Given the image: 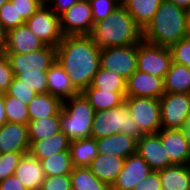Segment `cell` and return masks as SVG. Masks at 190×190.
<instances>
[{
	"label": "cell",
	"instance_id": "6da1fadb",
	"mask_svg": "<svg viewBox=\"0 0 190 190\" xmlns=\"http://www.w3.org/2000/svg\"><path fill=\"white\" fill-rule=\"evenodd\" d=\"M100 52L89 35L63 36L56 47V60L80 93L91 85L100 68Z\"/></svg>",
	"mask_w": 190,
	"mask_h": 190
},
{
	"label": "cell",
	"instance_id": "7a4b0ae2",
	"mask_svg": "<svg viewBox=\"0 0 190 190\" xmlns=\"http://www.w3.org/2000/svg\"><path fill=\"white\" fill-rule=\"evenodd\" d=\"M189 27L190 12L163 0L154 17L142 30V37L151 44L170 47L188 37Z\"/></svg>",
	"mask_w": 190,
	"mask_h": 190
},
{
	"label": "cell",
	"instance_id": "3957f363",
	"mask_svg": "<svg viewBox=\"0 0 190 190\" xmlns=\"http://www.w3.org/2000/svg\"><path fill=\"white\" fill-rule=\"evenodd\" d=\"M89 36L100 49L130 46L143 39L142 29L122 5L105 20L96 22Z\"/></svg>",
	"mask_w": 190,
	"mask_h": 190
},
{
	"label": "cell",
	"instance_id": "277c9868",
	"mask_svg": "<svg viewBox=\"0 0 190 190\" xmlns=\"http://www.w3.org/2000/svg\"><path fill=\"white\" fill-rule=\"evenodd\" d=\"M95 110L82 93L62 102L61 131L70 141L91 137Z\"/></svg>",
	"mask_w": 190,
	"mask_h": 190
},
{
	"label": "cell",
	"instance_id": "5b68a950",
	"mask_svg": "<svg viewBox=\"0 0 190 190\" xmlns=\"http://www.w3.org/2000/svg\"><path fill=\"white\" fill-rule=\"evenodd\" d=\"M116 133H123L138 140L144 133L130 116L129 109L124 102L113 109L95 112L91 137L104 138Z\"/></svg>",
	"mask_w": 190,
	"mask_h": 190
},
{
	"label": "cell",
	"instance_id": "8992f818",
	"mask_svg": "<svg viewBox=\"0 0 190 190\" xmlns=\"http://www.w3.org/2000/svg\"><path fill=\"white\" fill-rule=\"evenodd\" d=\"M130 116L144 134H155L161 130L159 99L149 97H125Z\"/></svg>",
	"mask_w": 190,
	"mask_h": 190
},
{
	"label": "cell",
	"instance_id": "52a82bcc",
	"mask_svg": "<svg viewBox=\"0 0 190 190\" xmlns=\"http://www.w3.org/2000/svg\"><path fill=\"white\" fill-rule=\"evenodd\" d=\"M172 63L169 47L144 41L137 44V70L164 78Z\"/></svg>",
	"mask_w": 190,
	"mask_h": 190
},
{
	"label": "cell",
	"instance_id": "ba28073f",
	"mask_svg": "<svg viewBox=\"0 0 190 190\" xmlns=\"http://www.w3.org/2000/svg\"><path fill=\"white\" fill-rule=\"evenodd\" d=\"M159 101L161 129H184L190 117V94L165 93Z\"/></svg>",
	"mask_w": 190,
	"mask_h": 190
},
{
	"label": "cell",
	"instance_id": "9c48e42d",
	"mask_svg": "<svg viewBox=\"0 0 190 190\" xmlns=\"http://www.w3.org/2000/svg\"><path fill=\"white\" fill-rule=\"evenodd\" d=\"M25 24L45 45L56 48L63 38L60 17L46 4L26 20Z\"/></svg>",
	"mask_w": 190,
	"mask_h": 190
},
{
	"label": "cell",
	"instance_id": "30bf717a",
	"mask_svg": "<svg viewBox=\"0 0 190 190\" xmlns=\"http://www.w3.org/2000/svg\"><path fill=\"white\" fill-rule=\"evenodd\" d=\"M100 68L128 79L137 70V44L101 49Z\"/></svg>",
	"mask_w": 190,
	"mask_h": 190
},
{
	"label": "cell",
	"instance_id": "8fae6325",
	"mask_svg": "<svg viewBox=\"0 0 190 190\" xmlns=\"http://www.w3.org/2000/svg\"><path fill=\"white\" fill-rule=\"evenodd\" d=\"M94 25L89 0H79L60 16L63 36L90 35Z\"/></svg>",
	"mask_w": 190,
	"mask_h": 190
},
{
	"label": "cell",
	"instance_id": "7c38bea8",
	"mask_svg": "<svg viewBox=\"0 0 190 190\" xmlns=\"http://www.w3.org/2000/svg\"><path fill=\"white\" fill-rule=\"evenodd\" d=\"M9 59L13 74L48 71L56 60V48L46 45L28 53H4Z\"/></svg>",
	"mask_w": 190,
	"mask_h": 190
},
{
	"label": "cell",
	"instance_id": "4fadbf2b",
	"mask_svg": "<svg viewBox=\"0 0 190 190\" xmlns=\"http://www.w3.org/2000/svg\"><path fill=\"white\" fill-rule=\"evenodd\" d=\"M136 153L146 161L152 171H161L174 165L157 133L141 136L137 140Z\"/></svg>",
	"mask_w": 190,
	"mask_h": 190
},
{
	"label": "cell",
	"instance_id": "5bb4252c",
	"mask_svg": "<svg viewBox=\"0 0 190 190\" xmlns=\"http://www.w3.org/2000/svg\"><path fill=\"white\" fill-rule=\"evenodd\" d=\"M165 94L164 78L136 70L126 82V97L160 99Z\"/></svg>",
	"mask_w": 190,
	"mask_h": 190
},
{
	"label": "cell",
	"instance_id": "9a60e30c",
	"mask_svg": "<svg viewBox=\"0 0 190 190\" xmlns=\"http://www.w3.org/2000/svg\"><path fill=\"white\" fill-rule=\"evenodd\" d=\"M157 134L173 164L190 165V142L184 129H161Z\"/></svg>",
	"mask_w": 190,
	"mask_h": 190
},
{
	"label": "cell",
	"instance_id": "2e32d148",
	"mask_svg": "<svg viewBox=\"0 0 190 190\" xmlns=\"http://www.w3.org/2000/svg\"><path fill=\"white\" fill-rule=\"evenodd\" d=\"M150 172H152L150 166L142 157L137 153L130 155L125 159L123 169L111 190H133Z\"/></svg>",
	"mask_w": 190,
	"mask_h": 190
},
{
	"label": "cell",
	"instance_id": "e0dca14e",
	"mask_svg": "<svg viewBox=\"0 0 190 190\" xmlns=\"http://www.w3.org/2000/svg\"><path fill=\"white\" fill-rule=\"evenodd\" d=\"M28 125L6 122L0 127V153L29 152Z\"/></svg>",
	"mask_w": 190,
	"mask_h": 190
},
{
	"label": "cell",
	"instance_id": "ac0fdd59",
	"mask_svg": "<svg viewBox=\"0 0 190 190\" xmlns=\"http://www.w3.org/2000/svg\"><path fill=\"white\" fill-rule=\"evenodd\" d=\"M46 45L26 24L8 30L7 46L4 53H28L40 50Z\"/></svg>",
	"mask_w": 190,
	"mask_h": 190
},
{
	"label": "cell",
	"instance_id": "d6986e66",
	"mask_svg": "<svg viewBox=\"0 0 190 190\" xmlns=\"http://www.w3.org/2000/svg\"><path fill=\"white\" fill-rule=\"evenodd\" d=\"M99 154L114 155L126 159L136 154L137 140L123 133H116L104 138L96 139Z\"/></svg>",
	"mask_w": 190,
	"mask_h": 190
},
{
	"label": "cell",
	"instance_id": "ffe728a7",
	"mask_svg": "<svg viewBox=\"0 0 190 190\" xmlns=\"http://www.w3.org/2000/svg\"><path fill=\"white\" fill-rule=\"evenodd\" d=\"M46 77L48 93L62 102L80 93L57 60L48 69Z\"/></svg>",
	"mask_w": 190,
	"mask_h": 190
},
{
	"label": "cell",
	"instance_id": "44dd1931",
	"mask_svg": "<svg viewBox=\"0 0 190 190\" xmlns=\"http://www.w3.org/2000/svg\"><path fill=\"white\" fill-rule=\"evenodd\" d=\"M14 175L27 190H40L45 178L40 160L29 153L23 155Z\"/></svg>",
	"mask_w": 190,
	"mask_h": 190
},
{
	"label": "cell",
	"instance_id": "7402d4cb",
	"mask_svg": "<svg viewBox=\"0 0 190 190\" xmlns=\"http://www.w3.org/2000/svg\"><path fill=\"white\" fill-rule=\"evenodd\" d=\"M124 161L114 155L98 154L88 168L100 181L112 187L123 169Z\"/></svg>",
	"mask_w": 190,
	"mask_h": 190
},
{
	"label": "cell",
	"instance_id": "603a6c76",
	"mask_svg": "<svg viewBox=\"0 0 190 190\" xmlns=\"http://www.w3.org/2000/svg\"><path fill=\"white\" fill-rule=\"evenodd\" d=\"M29 154L38 160H44L55 153L69 151L70 140L60 131L59 133L41 140H29Z\"/></svg>",
	"mask_w": 190,
	"mask_h": 190
},
{
	"label": "cell",
	"instance_id": "cb8c5ba5",
	"mask_svg": "<svg viewBox=\"0 0 190 190\" xmlns=\"http://www.w3.org/2000/svg\"><path fill=\"white\" fill-rule=\"evenodd\" d=\"M92 105L95 112L113 109L124 103L126 92L106 91L93 88L91 85L81 92Z\"/></svg>",
	"mask_w": 190,
	"mask_h": 190
},
{
	"label": "cell",
	"instance_id": "d4e9b609",
	"mask_svg": "<svg viewBox=\"0 0 190 190\" xmlns=\"http://www.w3.org/2000/svg\"><path fill=\"white\" fill-rule=\"evenodd\" d=\"M163 0H120L121 5L143 30L154 17Z\"/></svg>",
	"mask_w": 190,
	"mask_h": 190
},
{
	"label": "cell",
	"instance_id": "484cf974",
	"mask_svg": "<svg viewBox=\"0 0 190 190\" xmlns=\"http://www.w3.org/2000/svg\"><path fill=\"white\" fill-rule=\"evenodd\" d=\"M162 190H189L190 165H172L157 171Z\"/></svg>",
	"mask_w": 190,
	"mask_h": 190
},
{
	"label": "cell",
	"instance_id": "4316f807",
	"mask_svg": "<svg viewBox=\"0 0 190 190\" xmlns=\"http://www.w3.org/2000/svg\"><path fill=\"white\" fill-rule=\"evenodd\" d=\"M27 107L29 120L42 119L58 115L62 109V101L49 93L36 94Z\"/></svg>",
	"mask_w": 190,
	"mask_h": 190
},
{
	"label": "cell",
	"instance_id": "83f0119b",
	"mask_svg": "<svg viewBox=\"0 0 190 190\" xmlns=\"http://www.w3.org/2000/svg\"><path fill=\"white\" fill-rule=\"evenodd\" d=\"M164 89L165 93L190 94V68L172 62L164 77Z\"/></svg>",
	"mask_w": 190,
	"mask_h": 190
},
{
	"label": "cell",
	"instance_id": "f1b7e54d",
	"mask_svg": "<svg viewBox=\"0 0 190 190\" xmlns=\"http://www.w3.org/2000/svg\"><path fill=\"white\" fill-rule=\"evenodd\" d=\"M69 152L73 167H88L99 154L96 139L92 137L71 141Z\"/></svg>",
	"mask_w": 190,
	"mask_h": 190
},
{
	"label": "cell",
	"instance_id": "f546056e",
	"mask_svg": "<svg viewBox=\"0 0 190 190\" xmlns=\"http://www.w3.org/2000/svg\"><path fill=\"white\" fill-rule=\"evenodd\" d=\"M27 125L29 140L47 139L61 131L60 113L51 117L29 120Z\"/></svg>",
	"mask_w": 190,
	"mask_h": 190
},
{
	"label": "cell",
	"instance_id": "4dcf8cb0",
	"mask_svg": "<svg viewBox=\"0 0 190 190\" xmlns=\"http://www.w3.org/2000/svg\"><path fill=\"white\" fill-rule=\"evenodd\" d=\"M69 175L71 187L75 190H111V187L100 181L88 167H73Z\"/></svg>",
	"mask_w": 190,
	"mask_h": 190
},
{
	"label": "cell",
	"instance_id": "1f68e13d",
	"mask_svg": "<svg viewBox=\"0 0 190 190\" xmlns=\"http://www.w3.org/2000/svg\"><path fill=\"white\" fill-rule=\"evenodd\" d=\"M40 162L45 176L67 175L73 169L69 151L55 153Z\"/></svg>",
	"mask_w": 190,
	"mask_h": 190
},
{
	"label": "cell",
	"instance_id": "d6a6232c",
	"mask_svg": "<svg viewBox=\"0 0 190 190\" xmlns=\"http://www.w3.org/2000/svg\"><path fill=\"white\" fill-rule=\"evenodd\" d=\"M127 79L113 71L99 68L91 82L93 88L113 92H126Z\"/></svg>",
	"mask_w": 190,
	"mask_h": 190
},
{
	"label": "cell",
	"instance_id": "836d02e7",
	"mask_svg": "<svg viewBox=\"0 0 190 190\" xmlns=\"http://www.w3.org/2000/svg\"><path fill=\"white\" fill-rule=\"evenodd\" d=\"M4 106L7 121L10 123L25 124L29 122L28 107L18 98L4 93Z\"/></svg>",
	"mask_w": 190,
	"mask_h": 190
},
{
	"label": "cell",
	"instance_id": "e575fe53",
	"mask_svg": "<svg viewBox=\"0 0 190 190\" xmlns=\"http://www.w3.org/2000/svg\"><path fill=\"white\" fill-rule=\"evenodd\" d=\"M47 71L38 72H22L20 74H14V77L18 79L23 85L32 88L37 94L48 93L47 83Z\"/></svg>",
	"mask_w": 190,
	"mask_h": 190
},
{
	"label": "cell",
	"instance_id": "d590c367",
	"mask_svg": "<svg viewBox=\"0 0 190 190\" xmlns=\"http://www.w3.org/2000/svg\"><path fill=\"white\" fill-rule=\"evenodd\" d=\"M94 24L105 20L119 5L120 0H89Z\"/></svg>",
	"mask_w": 190,
	"mask_h": 190
},
{
	"label": "cell",
	"instance_id": "8d00e7d4",
	"mask_svg": "<svg viewBox=\"0 0 190 190\" xmlns=\"http://www.w3.org/2000/svg\"><path fill=\"white\" fill-rule=\"evenodd\" d=\"M28 152L1 153L0 156V182L14 175L17 166L24 154Z\"/></svg>",
	"mask_w": 190,
	"mask_h": 190
},
{
	"label": "cell",
	"instance_id": "74e56055",
	"mask_svg": "<svg viewBox=\"0 0 190 190\" xmlns=\"http://www.w3.org/2000/svg\"><path fill=\"white\" fill-rule=\"evenodd\" d=\"M0 23L8 31L25 24V20L18 16L15 4L9 0L0 8Z\"/></svg>",
	"mask_w": 190,
	"mask_h": 190
},
{
	"label": "cell",
	"instance_id": "f35d334b",
	"mask_svg": "<svg viewBox=\"0 0 190 190\" xmlns=\"http://www.w3.org/2000/svg\"><path fill=\"white\" fill-rule=\"evenodd\" d=\"M172 62L185 65L190 68V38L186 37L169 47Z\"/></svg>",
	"mask_w": 190,
	"mask_h": 190
},
{
	"label": "cell",
	"instance_id": "ab89813d",
	"mask_svg": "<svg viewBox=\"0 0 190 190\" xmlns=\"http://www.w3.org/2000/svg\"><path fill=\"white\" fill-rule=\"evenodd\" d=\"M6 93L9 96L18 98L26 105H28L37 94L32 88L23 85V83L15 77L13 78L12 83L9 85L8 91Z\"/></svg>",
	"mask_w": 190,
	"mask_h": 190
},
{
	"label": "cell",
	"instance_id": "60d3db41",
	"mask_svg": "<svg viewBox=\"0 0 190 190\" xmlns=\"http://www.w3.org/2000/svg\"><path fill=\"white\" fill-rule=\"evenodd\" d=\"M15 4L18 16L25 21L28 20L41 6L45 4V0H10Z\"/></svg>",
	"mask_w": 190,
	"mask_h": 190
},
{
	"label": "cell",
	"instance_id": "b9f144b4",
	"mask_svg": "<svg viewBox=\"0 0 190 190\" xmlns=\"http://www.w3.org/2000/svg\"><path fill=\"white\" fill-rule=\"evenodd\" d=\"M71 188L70 175L45 176L40 190H69Z\"/></svg>",
	"mask_w": 190,
	"mask_h": 190
},
{
	"label": "cell",
	"instance_id": "7bdbcfd3",
	"mask_svg": "<svg viewBox=\"0 0 190 190\" xmlns=\"http://www.w3.org/2000/svg\"><path fill=\"white\" fill-rule=\"evenodd\" d=\"M14 74L5 54L0 57V93H6L9 85L12 83Z\"/></svg>",
	"mask_w": 190,
	"mask_h": 190
},
{
	"label": "cell",
	"instance_id": "ee69618b",
	"mask_svg": "<svg viewBox=\"0 0 190 190\" xmlns=\"http://www.w3.org/2000/svg\"><path fill=\"white\" fill-rule=\"evenodd\" d=\"M133 190H162V185L157 171H152L143 178Z\"/></svg>",
	"mask_w": 190,
	"mask_h": 190
},
{
	"label": "cell",
	"instance_id": "f6af8a7d",
	"mask_svg": "<svg viewBox=\"0 0 190 190\" xmlns=\"http://www.w3.org/2000/svg\"><path fill=\"white\" fill-rule=\"evenodd\" d=\"M79 0H45V4L57 15L61 16Z\"/></svg>",
	"mask_w": 190,
	"mask_h": 190
},
{
	"label": "cell",
	"instance_id": "bcb514c9",
	"mask_svg": "<svg viewBox=\"0 0 190 190\" xmlns=\"http://www.w3.org/2000/svg\"><path fill=\"white\" fill-rule=\"evenodd\" d=\"M0 190H27V189L15 175H12L0 182Z\"/></svg>",
	"mask_w": 190,
	"mask_h": 190
},
{
	"label": "cell",
	"instance_id": "7dc6e473",
	"mask_svg": "<svg viewBox=\"0 0 190 190\" xmlns=\"http://www.w3.org/2000/svg\"><path fill=\"white\" fill-rule=\"evenodd\" d=\"M8 31L0 23V49L4 52L7 46Z\"/></svg>",
	"mask_w": 190,
	"mask_h": 190
},
{
	"label": "cell",
	"instance_id": "c3c4849f",
	"mask_svg": "<svg viewBox=\"0 0 190 190\" xmlns=\"http://www.w3.org/2000/svg\"><path fill=\"white\" fill-rule=\"evenodd\" d=\"M8 122L5 114L4 94L0 93V127Z\"/></svg>",
	"mask_w": 190,
	"mask_h": 190
},
{
	"label": "cell",
	"instance_id": "681fc988",
	"mask_svg": "<svg viewBox=\"0 0 190 190\" xmlns=\"http://www.w3.org/2000/svg\"><path fill=\"white\" fill-rule=\"evenodd\" d=\"M168 1L173 2L178 7H181L190 12V0H168Z\"/></svg>",
	"mask_w": 190,
	"mask_h": 190
},
{
	"label": "cell",
	"instance_id": "f907efd6",
	"mask_svg": "<svg viewBox=\"0 0 190 190\" xmlns=\"http://www.w3.org/2000/svg\"><path fill=\"white\" fill-rule=\"evenodd\" d=\"M184 131H185V134L187 136V139L190 142V117L188 119V122H187L186 126L184 127Z\"/></svg>",
	"mask_w": 190,
	"mask_h": 190
},
{
	"label": "cell",
	"instance_id": "816d5d0a",
	"mask_svg": "<svg viewBox=\"0 0 190 190\" xmlns=\"http://www.w3.org/2000/svg\"><path fill=\"white\" fill-rule=\"evenodd\" d=\"M9 0H0V8Z\"/></svg>",
	"mask_w": 190,
	"mask_h": 190
},
{
	"label": "cell",
	"instance_id": "f5cc1de1",
	"mask_svg": "<svg viewBox=\"0 0 190 190\" xmlns=\"http://www.w3.org/2000/svg\"><path fill=\"white\" fill-rule=\"evenodd\" d=\"M4 54V52L0 49V57Z\"/></svg>",
	"mask_w": 190,
	"mask_h": 190
},
{
	"label": "cell",
	"instance_id": "db71d44e",
	"mask_svg": "<svg viewBox=\"0 0 190 190\" xmlns=\"http://www.w3.org/2000/svg\"><path fill=\"white\" fill-rule=\"evenodd\" d=\"M188 37L190 38V27H189Z\"/></svg>",
	"mask_w": 190,
	"mask_h": 190
}]
</instances>
